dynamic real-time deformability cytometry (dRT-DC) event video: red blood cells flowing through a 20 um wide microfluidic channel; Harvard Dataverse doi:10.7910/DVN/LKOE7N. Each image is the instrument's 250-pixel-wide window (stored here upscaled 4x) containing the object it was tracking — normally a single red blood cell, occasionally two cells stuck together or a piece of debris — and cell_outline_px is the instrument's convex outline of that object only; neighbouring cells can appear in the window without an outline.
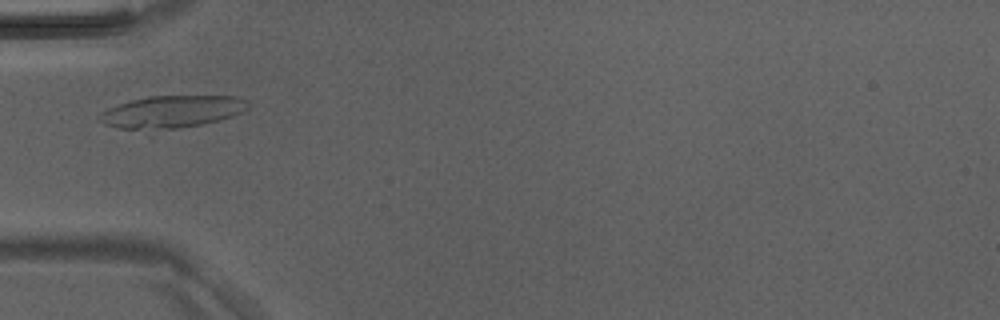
{"species": "Egyptian fruit bat (a non-hibernating species)", "species_latin": "Rousettus aegyptiacus", "temperature_condition": "room temperature", "stored_images_in_passage": 32, "camera_frame_rate_fps": 3000, "um_per_image_px": 0.085, "animal": {"sex": "male"}, "frame": {"image": 1, "passage_image": 1, "time_ms": 0.0, "image_size_px": [1000, 320], "cell_outline_px": [[248, 108], [232, 116], [220, 120], [204, 124], [176, 128], [120, 128], [104, 124], [96, 120], [96, 116], [108, 108], [132, 100], [148, 96], [236, 96], [248, 100]], "centroid_in_image_um": [14.61, 9.48], "position_along_channel_um": 70.4, "area_um2": 27.57}}
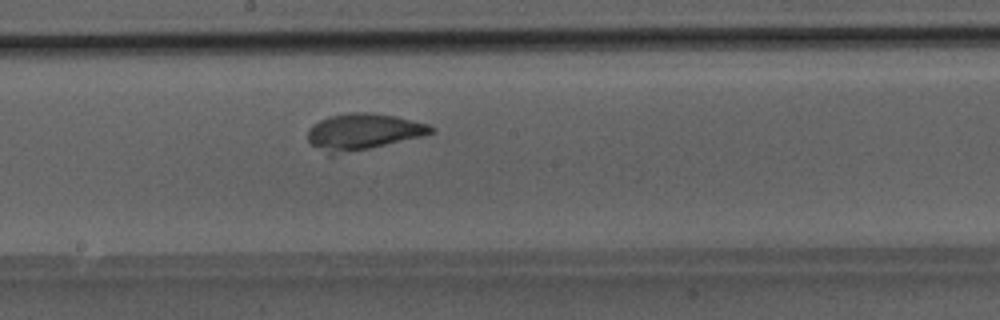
{"frame": {"image": 2, "passage_image": 11, "time_ms": 3.333, "image_size_px": [1000, 320], "cell_outline_px": [[436, 132], [424, 136], [332, 156], [328, 156], [312, 144], [308, 140], [308, 128], [312, 124], [328, 116], [352, 112], [372, 112], [396, 116], [428, 124], [436, 128]], "centroid_in_image_um": [30.86, 11.2], "position_along_channel_um": 217.3, "area_um2": 26.36}}
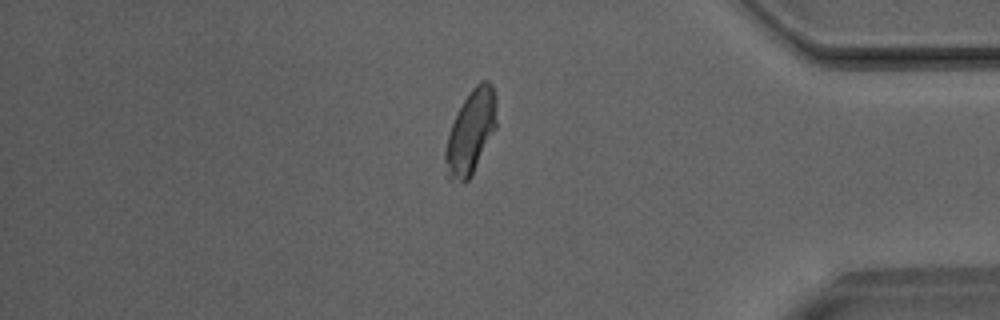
{"frame": {"image": 3, "passage_image": 25, "time_ms": 8.0, "image_size_px": [1000, 320], "cell_outline_px": [[496, 128], [472, 176], [464, 184], [448, 180], [444, 160], [444, 152], [448, 136], [456, 112], [472, 88], [480, 80], [488, 80], [492, 84], [496, 96]], "centroid_in_image_um": [40.01, 11.25], "position_along_channel_um": 395.2, "area_um2": 25.37}}